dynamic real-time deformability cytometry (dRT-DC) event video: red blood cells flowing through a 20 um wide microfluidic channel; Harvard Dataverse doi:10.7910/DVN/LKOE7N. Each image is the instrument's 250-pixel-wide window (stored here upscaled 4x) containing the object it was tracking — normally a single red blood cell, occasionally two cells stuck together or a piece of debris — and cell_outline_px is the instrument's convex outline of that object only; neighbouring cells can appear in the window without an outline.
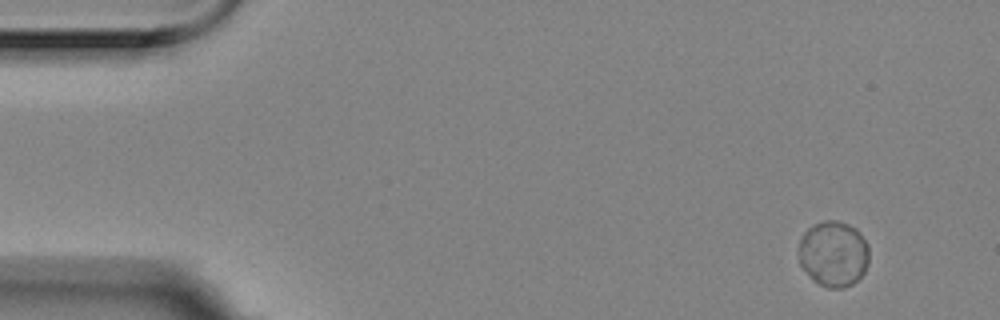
{"species": "Egyptian fruit bat (a non-hibernating species)", "species_latin": "Rousettus aegyptiacus", "temperature_condition": "room temperature", "stored_images_in_passage": 4, "camera_frame_rate_fps": 3000, "um_per_image_px": 0.085, "animal": {"sex": "female"}, "frame": {"image": 1, "passage_image": 1, "time_ms": 0.0, "image_size_px": [1000, 320], "cell_outline_px": [[868, 264], [864, 272], [852, 284], [844, 288], [828, 288], [812, 280], [800, 264], [800, 240], [804, 232], [808, 228], [824, 220], [836, 220], [848, 224], [856, 228], [860, 232], [868, 244]], "centroid_in_image_um": [70.86, 21.57], "position_along_channel_um": 14.1, "area_um2": 26.93}}
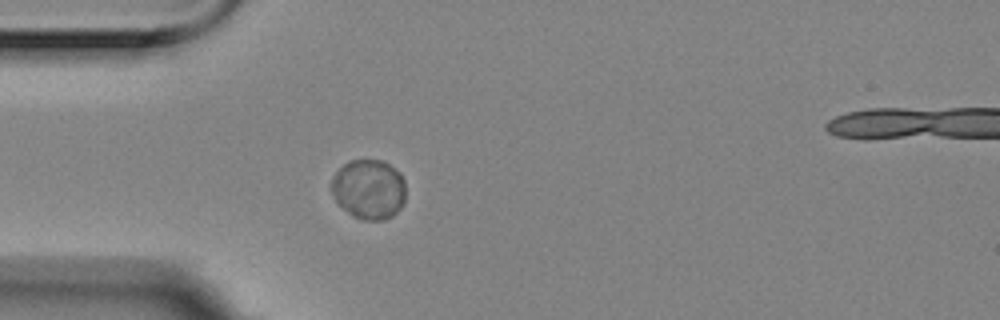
{"frame": {"image": 2, "passage_image": 4, "time_ms": 1.0, "image_size_px": [1000, 320], "cell_outline_px": [[404, 204], [392, 216], [384, 220], [364, 220], [352, 216], [336, 200], [328, 188], [332, 176], [344, 164], [352, 160], [384, 160], [400, 172], [404, 180]], "centroid_in_image_um": [31.33, 16.08], "position_along_channel_um": 53.7, "area_um2": 26.13}}